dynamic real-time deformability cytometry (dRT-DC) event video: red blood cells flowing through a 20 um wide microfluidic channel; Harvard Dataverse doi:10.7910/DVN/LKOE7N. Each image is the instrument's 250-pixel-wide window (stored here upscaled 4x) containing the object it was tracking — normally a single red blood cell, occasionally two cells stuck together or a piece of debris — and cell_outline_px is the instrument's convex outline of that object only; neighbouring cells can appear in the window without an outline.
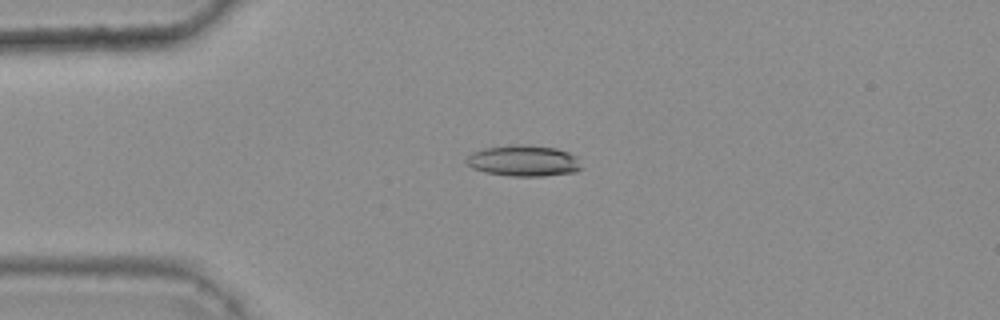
{"species": "common noctule bat (a hibernating species)", "species_latin": "Nyctalus noctula", "temperature_condition": "warm", "stored_images_in_passage": 37, "camera_frame_rate_fps": 3000, "um_per_image_px": 0.085, "animal": {"sex": "female", "body_mass_g": 25.1}, "frame": {"image": 1, "passage_image": 4, "time_ms": 1.0, "image_size_px": [1000, 320], "cell_outline_px": [[580, 168], [576, 172], [544, 176], [508, 176], [484, 172], [472, 168], [464, 164], [464, 160], [472, 152], [484, 148], [508, 144], [528, 144], [556, 148], [568, 152], [576, 156]], "centroid_in_image_um": [44.44, 13.66], "position_along_channel_um": 40.6, "area_um2": 21.15}}
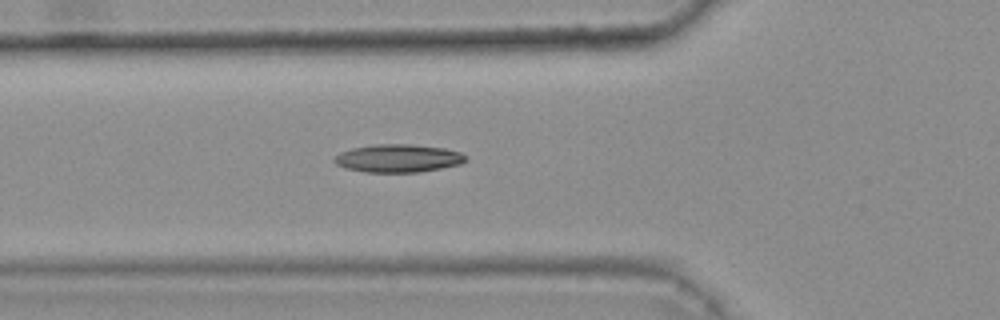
{"frame": {"image": 2, "passage_image": 10, "time_ms": 3.0, "image_size_px": [1000, 320], "cell_outline_px": [[468, 160], [460, 164], [420, 172], [364, 172], [348, 168], [336, 164], [332, 160], [340, 152], [352, 148], [376, 144], [412, 144], [444, 148], [460, 152]], "centroid_in_image_um": [33.84, 13.45], "position_along_channel_um": 92.0, "area_um2": 21.33}}
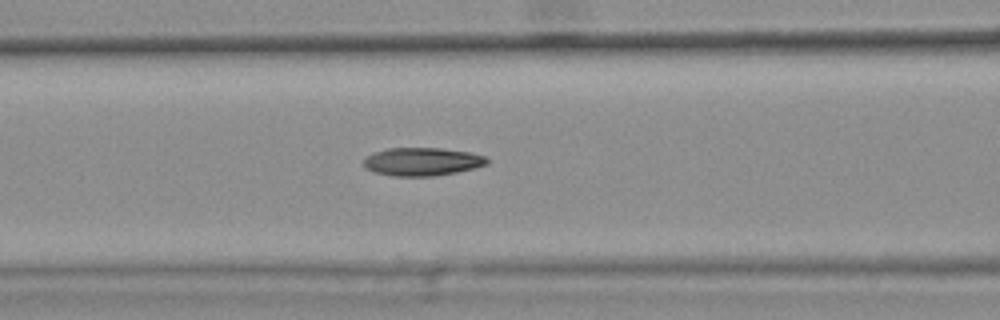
{"frame": {"image": 3, "passage_image": 13, "time_ms": 4.0, "image_size_px": [1000, 320], "cell_outline_px": [[488, 164], [456, 172], [432, 176], [392, 176], [372, 172], [364, 168], [364, 160], [368, 156], [376, 152], [388, 148], [440, 148], [472, 152], [484, 156], [488, 160]], "centroid_in_image_um": [35.87, 13.74], "position_along_channel_um": 130.7, "area_um2": 20.17}, "authors_computed_cell_mechanics": {"area_um2": 19.941, "velocity_mm_per_s": 3.8317, "shape_relaxation_time_tau1_ms": null, "shape_relaxation_time_tau2_ms": 2.5957, "deformation_change_tau1": null, "deformation_change_tau2": 0.0953}}